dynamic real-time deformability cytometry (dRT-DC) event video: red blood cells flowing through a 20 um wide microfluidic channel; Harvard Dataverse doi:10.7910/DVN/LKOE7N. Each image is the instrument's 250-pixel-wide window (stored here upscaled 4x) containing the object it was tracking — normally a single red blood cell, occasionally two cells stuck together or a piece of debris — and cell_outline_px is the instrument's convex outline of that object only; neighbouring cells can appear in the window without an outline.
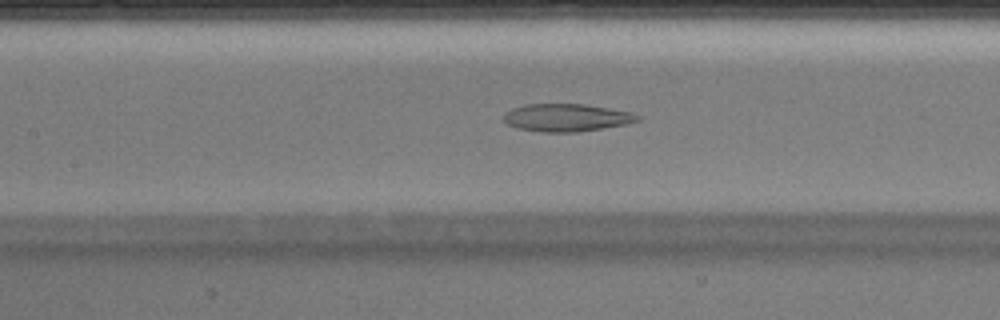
{"species": "Egyptian fruit bat (a non-hibernating species)", "species_latin": "Rousettus aegyptiacus", "temperature_condition": "warm", "stored_images_in_passage": 44, "camera_frame_rate_fps": 3000, "um_per_image_px": 0.085, "animal": {"sex": "male"}, "frame": {"image": 1, "passage_image": 20, "time_ms": 6.333, "image_size_px": [1000, 320], "cell_outline_px": [[640, 120], [628, 124], [604, 128], [576, 132], [540, 132], [516, 128], [508, 124], [504, 120], [504, 112], [512, 108], [524, 104], [584, 104], [632, 112], [640, 116]], "centroid_in_image_um": [48.15, 10.0], "position_along_channel_um": 159.2, "area_um2": 21.73}}
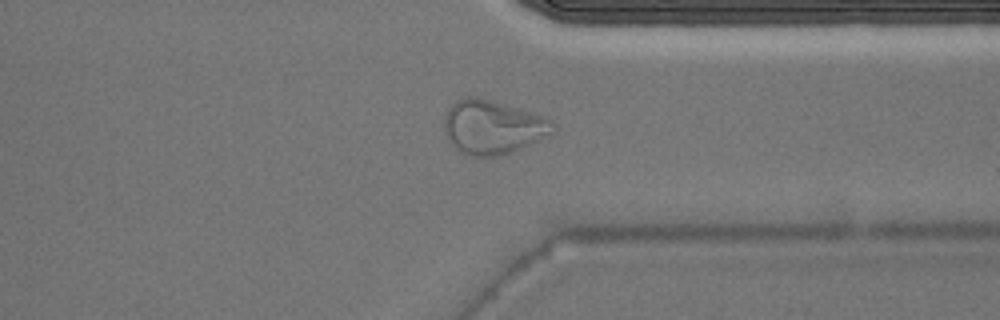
{"frame": {"image": 2, "passage_image": 34, "time_ms": 11.0, "image_size_px": [1000, 320], "cell_outline_px": [[556, 132], [520, 148], [500, 156], [472, 156], [460, 152], [448, 140], [444, 128], [444, 116], [448, 108], [456, 100], [468, 96], [476, 96], [528, 112], [552, 120], [556, 124]], "centroid_in_image_um": [41.86, 10.81], "position_along_channel_um": 369.5, "area_um2": 33.81}}
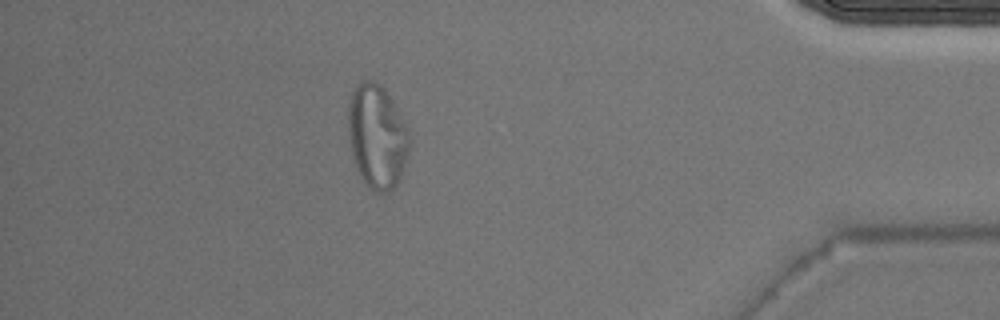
{"frame": {"image": 3, "passage_image": 39, "time_ms": 12.667, "image_size_px": [1000, 320], "cell_outline_px": [[408, 152], [404, 168], [396, 184], [388, 192], [380, 196], [356, 172], [352, 156], [348, 136], [348, 100], [356, 84], [360, 80], [372, 80], [380, 84], [388, 96], [408, 128]], "centroid_in_image_um": [32.0, 11.61], "position_along_channel_um": 403.2, "area_um2": 36.99}}